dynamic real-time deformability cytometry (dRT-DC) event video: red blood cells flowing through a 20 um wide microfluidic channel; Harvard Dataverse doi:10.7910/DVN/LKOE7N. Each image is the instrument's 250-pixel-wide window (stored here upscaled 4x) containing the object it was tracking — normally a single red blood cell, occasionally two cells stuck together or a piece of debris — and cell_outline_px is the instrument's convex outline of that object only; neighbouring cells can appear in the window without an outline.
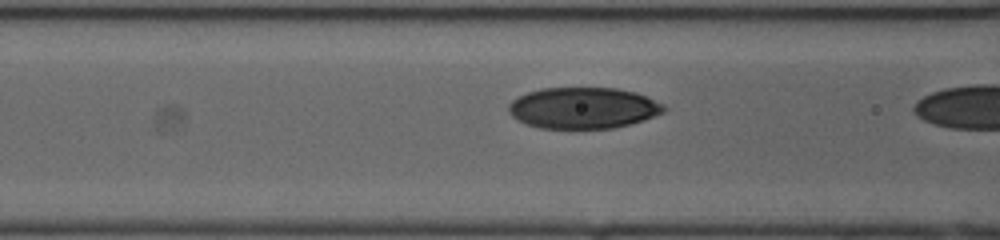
{"species": "human", "species_latin": "Homo sapiens", "temperature_condition": "cold", "stored_images_in_passage": 16, "camera_frame_rate_fps": 3000, "um_per_image_px": 0.085, "donor": {"sex": "female"}, "frame": {"image": 1, "passage_image": 15, "time_ms": 4.667, "image_size_px": [1000, 240], "cell_outline_px": [[668, 108], [664, 112], [644, 120], [612, 128], [540, 128], [516, 120], [508, 112], [508, 104], [512, 100], [528, 92], [540, 88], [616, 88], [636, 92], [664, 104]], "centroid_in_image_um": [49.57, 9.17], "position_along_channel_um": 117.0, "area_um2": 37.34}}